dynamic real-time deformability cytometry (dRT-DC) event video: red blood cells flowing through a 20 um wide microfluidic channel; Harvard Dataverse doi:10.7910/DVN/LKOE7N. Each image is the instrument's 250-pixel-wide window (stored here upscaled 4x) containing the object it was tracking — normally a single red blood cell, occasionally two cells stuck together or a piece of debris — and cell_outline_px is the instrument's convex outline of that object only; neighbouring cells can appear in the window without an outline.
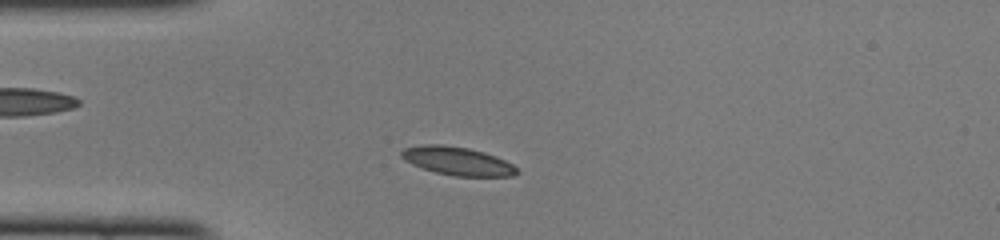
{"species": "common noctule bat (a hibernating species)", "species_latin": "Nyctalus noctula", "temperature_condition": "cold", "stored_images_in_passage": 42, "camera_frame_rate_fps": 3000, "um_per_image_px": 0.085, "animal": {"sex": "female", "body_mass_g": 22.0, "forearm_length_mm": 56.7}, "frame": {"image": 1, "passage_image": 6, "time_ms": 1.667, "image_size_px": [1000, 240], "cell_outline_px": [[520, 172], [512, 176], [452, 176], [436, 172], [412, 164], [404, 160], [400, 156], [400, 152], [404, 148], [424, 144], [440, 144], [468, 148], [484, 152], [496, 156], [512, 164]], "centroid_in_image_um": [38.87, 13.68], "position_along_channel_um": 46.1, "area_um2": 19.02}}
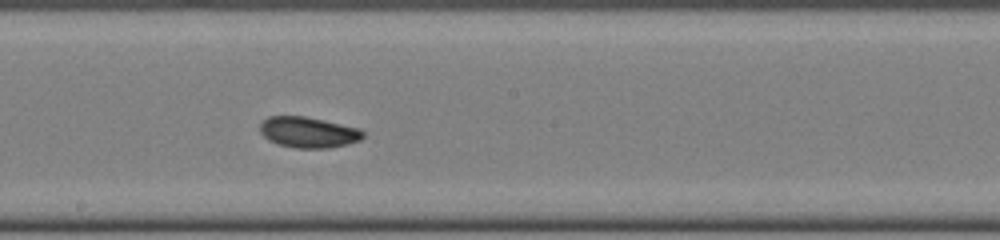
{"frame": {"image": 2, "passage_image": 20, "time_ms": 6.333, "image_size_px": [1000, 240], "cell_outline_px": [[364, 136], [360, 140], [348, 144], [328, 148], [296, 148], [280, 144], [268, 140], [260, 132], [260, 124], [268, 116], [304, 116], [324, 120], [360, 128], [364, 132]], "centroid_in_image_um": [26.22, 11.24], "position_along_channel_um": 222.0, "area_um2": 18.5}}
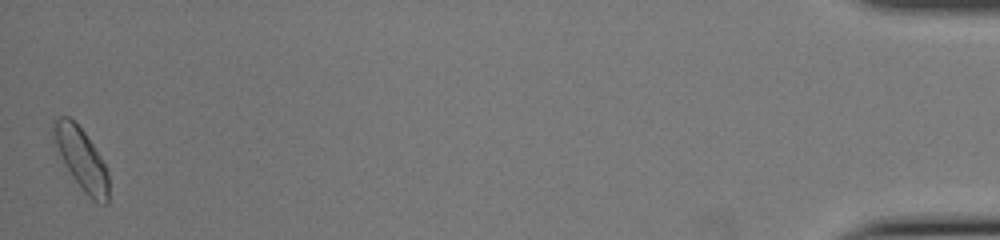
{"frame": {"image": 3, "passage_image": 42, "time_ms": 13.667, "image_size_px": [1000, 240], "cell_outline_px": [[108, 204], [100, 204], [92, 200], [80, 188], [64, 164], [56, 144], [52, 128], [56, 120], [60, 116], [68, 116], [84, 132], [100, 156], [108, 172]], "centroid_in_image_um": [6.94, 13.56], "position_along_channel_um": 428.3, "area_um2": 19.31}, "authors_computed_cell_mechanics": {"area_um2": 18.2937, "velocity_mm_per_s": 4.0799, "shape_relaxation_time_tau1_ms": 4.174, "shape_relaxation_time_tau2_ms": 3.0971, "deformation_change_tau1": 0.1078, "deformation_change_tau2": 0.0666}}